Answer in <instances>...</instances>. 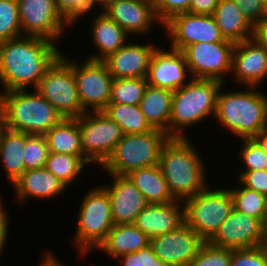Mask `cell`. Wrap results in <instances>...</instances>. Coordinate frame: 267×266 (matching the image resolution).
Segmentation results:
<instances>
[{"label":"cell","instance_id":"6da1fadb","mask_svg":"<svg viewBox=\"0 0 267 266\" xmlns=\"http://www.w3.org/2000/svg\"><path fill=\"white\" fill-rule=\"evenodd\" d=\"M60 46L35 36L0 42V92L35 89L61 55Z\"/></svg>","mask_w":267,"mask_h":266},{"label":"cell","instance_id":"7a4b0ae2","mask_svg":"<svg viewBox=\"0 0 267 266\" xmlns=\"http://www.w3.org/2000/svg\"><path fill=\"white\" fill-rule=\"evenodd\" d=\"M226 86L223 84L218 92L214 123L220 124L223 133L229 132L230 140L234 136L235 142L254 138L267 128V90L264 86H231L238 89L227 91Z\"/></svg>","mask_w":267,"mask_h":266},{"label":"cell","instance_id":"3957f363","mask_svg":"<svg viewBox=\"0 0 267 266\" xmlns=\"http://www.w3.org/2000/svg\"><path fill=\"white\" fill-rule=\"evenodd\" d=\"M191 138H170L163 146L158 166L175 200L184 201L205 189L210 179V163ZM200 152H199V151ZM203 156V159H202ZM209 172V173H208Z\"/></svg>","mask_w":267,"mask_h":266},{"label":"cell","instance_id":"277c9868","mask_svg":"<svg viewBox=\"0 0 267 266\" xmlns=\"http://www.w3.org/2000/svg\"><path fill=\"white\" fill-rule=\"evenodd\" d=\"M223 83L212 79L192 78L173 92L169 121L170 138H190V129L214 119L217 96ZM212 118V119H211ZM186 134V135H185Z\"/></svg>","mask_w":267,"mask_h":266},{"label":"cell","instance_id":"5b68a950","mask_svg":"<svg viewBox=\"0 0 267 266\" xmlns=\"http://www.w3.org/2000/svg\"><path fill=\"white\" fill-rule=\"evenodd\" d=\"M62 119L35 89L0 92V124L5 128L44 135Z\"/></svg>","mask_w":267,"mask_h":266},{"label":"cell","instance_id":"8992f818","mask_svg":"<svg viewBox=\"0 0 267 266\" xmlns=\"http://www.w3.org/2000/svg\"><path fill=\"white\" fill-rule=\"evenodd\" d=\"M90 188V189H89ZM86 189L83 199L78 204L75 233L72 247L82 260L98 248L114 226L110 197L107 191L96 183ZM75 237V238H74Z\"/></svg>","mask_w":267,"mask_h":266},{"label":"cell","instance_id":"52a82bcc","mask_svg":"<svg viewBox=\"0 0 267 266\" xmlns=\"http://www.w3.org/2000/svg\"><path fill=\"white\" fill-rule=\"evenodd\" d=\"M210 184L196 195L183 201L185 223L205 242L218 232L221 224L233 210V198L228 186ZM225 186V187H223Z\"/></svg>","mask_w":267,"mask_h":266},{"label":"cell","instance_id":"ba28073f","mask_svg":"<svg viewBox=\"0 0 267 266\" xmlns=\"http://www.w3.org/2000/svg\"><path fill=\"white\" fill-rule=\"evenodd\" d=\"M169 139V135L159 129L124 134L100 169L103 174L128 175L133 170L157 165Z\"/></svg>","mask_w":267,"mask_h":266},{"label":"cell","instance_id":"9c48e42d","mask_svg":"<svg viewBox=\"0 0 267 266\" xmlns=\"http://www.w3.org/2000/svg\"><path fill=\"white\" fill-rule=\"evenodd\" d=\"M35 90L65 119H76L86 113L79 101L72 58L63 51L46 70Z\"/></svg>","mask_w":267,"mask_h":266},{"label":"cell","instance_id":"30bf717a","mask_svg":"<svg viewBox=\"0 0 267 266\" xmlns=\"http://www.w3.org/2000/svg\"><path fill=\"white\" fill-rule=\"evenodd\" d=\"M85 159L98 170L124 136L122 128L103 111L86 112L77 118Z\"/></svg>","mask_w":267,"mask_h":266},{"label":"cell","instance_id":"8fae6325","mask_svg":"<svg viewBox=\"0 0 267 266\" xmlns=\"http://www.w3.org/2000/svg\"><path fill=\"white\" fill-rule=\"evenodd\" d=\"M17 1L23 36L45 38L57 45L63 38L68 40L66 33L73 26L58 11L55 0Z\"/></svg>","mask_w":267,"mask_h":266},{"label":"cell","instance_id":"7c38bea8","mask_svg":"<svg viewBox=\"0 0 267 266\" xmlns=\"http://www.w3.org/2000/svg\"><path fill=\"white\" fill-rule=\"evenodd\" d=\"M83 56V61L72 57L79 101L86 112L103 111L109 104L113 77L104 61Z\"/></svg>","mask_w":267,"mask_h":266},{"label":"cell","instance_id":"4fadbf2b","mask_svg":"<svg viewBox=\"0 0 267 266\" xmlns=\"http://www.w3.org/2000/svg\"><path fill=\"white\" fill-rule=\"evenodd\" d=\"M233 42H198L186 46L184 54L192 78L212 79L226 84L232 71Z\"/></svg>","mask_w":267,"mask_h":266},{"label":"cell","instance_id":"5bb4252c","mask_svg":"<svg viewBox=\"0 0 267 266\" xmlns=\"http://www.w3.org/2000/svg\"><path fill=\"white\" fill-rule=\"evenodd\" d=\"M162 31L167 46L176 51L198 42H232L221 35L213 15L180 13L167 21Z\"/></svg>","mask_w":267,"mask_h":266},{"label":"cell","instance_id":"9a60e30c","mask_svg":"<svg viewBox=\"0 0 267 266\" xmlns=\"http://www.w3.org/2000/svg\"><path fill=\"white\" fill-rule=\"evenodd\" d=\"M205 241L186 223L150 239L154 254L167 266H189Z\"/></svg>","mask_w":267,"mask_h":266},{"label":"cell","instance_id":"2e32d148","mask_svg":"<svg viewBox=\"0 0 267 266\" xmlns=\"http://www.w3.org/2000/svg\"><path fill=\"white\" fill-rule=\"evenodd\" d=\"M102 11L131 38L145 39L155 31L156 24L163 29L162 23L156 16L154 3L149 0H115Z\"/></svg>","mask_w":267,"mask_h":266},{"label":"cell","instance_id":"e0dca14e","mask_svg":"<svg viewBox=\"0 0 267 266\" xmlns=\"http://www.w3.org/2000/svg\"><path fill=\"white\" fill-rule=\"evenodd\" d=\"M230 76L235 86L262 87L267 81V50L252 38L235 43Z\"/></svg>","mask_w":267,"mask_h":266},{"label":"cell","instance_id":"ac0fdd59","mask_svg":"<svg viewBox=\"0 0 267 266\" xmlns=\"http://www.w3.org/2000/svg\"><path fill=\"white\" fill-rule=\"evenodd\" d=\"M263 239L264 223L233 208L209 243L221 248L241 249L262 246Z\"/></svg>","mask_w":267,"mask_h":266},{"label":"cell","instance_id":"d6986e66","mask_svg":"<svg viewBox=\"0 0 267 266\" xmlns=\"http://www.w3.org/2000/svg\"><path fill=\"white\" fill-rule=\"evenodd\" d=\"M164 43L153 53L146 78L150 86L174 92L186 85L192 77L184 54L165 47Z\"/></svg>","mask_w":267,"mask_h":266},{"label":"cell","instance_id":"ffe728a7","mask_svg":"<svg viewBox=\"0 0 267 266\" xmlns=\"http://www.w3.org/2000/svg\"><path fill=\"white\" fill-rule=\"evenodd\" d=\"M138 40L132 38L131 41L130 39L124 46L103 60L113 79L147 77L152 55L160 45L158 42L157 45L145 42L146 38L143 42L141 38Z\"/></svg>","mask_w":267,"mask_h":266},{"label":"cell","instance_id":"44dd1931","mask_svg":"<svg viewBox=\"0 0 267 266\" xmlns=\"http://www.w3.org/2000/svg\"><path fill=\"white\" fill-rule=\"evenodd\" d=\"M106 183H99L110 197L114 225L134 224L137 215L148 205L142 193L127 175L107 174Z\"/></svg>","mask_w":267,"mask_h":266},{"label":"cell","instance_id":"7402d4cb","mask_svg":"<svg viewBox=\"0 0 267 266\" xmlns=\"http://www.w3.org/2000/svg\"><path fill=\"white\" fill-rule=\"evenodd\" d=\"M14 200L19 203V208L27 207L29 200L36 201H56L59 196L67 193L68 188L62 184L50 171L45 167L25 171L17 181L12 185ZM65 191V192H64Z\"/></svg>","mask_w":267,"mask_h":266},{"label":"cell","instance_id":"603a6c76","mask_svg":"<svg viewBox=\"0 0 267 266\" xmlns=\"http://www.w3.org/2000/svg\"><path fill=\"white\" fill-rule=\"evenodd\" d=\"M92 13L88 35L92 38L89 39L92 47H95V53L84 55L87 59L103 61L132 38L103 11L95 10Z\"/></svg>","mask_w":267,"mask_h":266},{"label":"cell","instance_id":"cb8c5ba5","mask_svg":"<svg viewBox=\"0 0 267 266\" xmlns=\"http://www.w3.org/2000/svg\"><path fill=\"white\" fill-rule=\"evenodd\" d=\"M184 220V203L148 204L138 215L134 225L150 239L178 229Z\"/></svg>","mask_w":267,"mask_h":266},{"label":"cell","instance_id":"d4e9b609","mask_svg":"<svg viewBox=\"0 0 267 266\" xmlns=\"http://www.w3.org/2000/svg\"><path fill=\"white\" fill-rule=\"evenodd\" d=\"M150 238L134 224L114 225L96 251L104 252L113 262L120 256L149 246Z\"/></svg>","mask_w":267,"mask_h":266},{"label":"cell","instance_id":"484cf974","mask_svg":"<svg viewBox=\"0 0 267 266\" xmlns=\"http://www.w3.org/2000/svg\"><path fill=\"white\" fill-rule=\"evenodd\" d=\"M24 147L25 133L10 130L0 124V166L11 186L26 171Z\"/></svg>","mask_w":267,"mask_h":266},{"label":"cell","instance_id":"4316f807","mask_svg":"<svg viewBox=\"0 0 267 266\" xmlns=\"http://www.w3.org/2000/svg\"><path fill=\"white\" fill-rule=\"evenodd\" d=\"M213 17L226 40L239 43L252 38L253 25L234 0H219Z\"/></svg>","mask_w":267,"mask_h":266},{"label":"cell","instance_id":"83f0119b","mask_svg":"<svg viewBox=\"0 0 267 266\" xmlns=\"http://www.w3.org/2000/svg\"><path fill=\"white\" fill-rule=\"evenodd\" d=\"M173 91L149 84L140 101V108L146 121L153 129H159L169 135V121L172 111Z\"/></svg>","mask_w":267,"mask_h":266},{"label":"cell","instance_id":"f1b7e54d","mask_svg":"<svg viewBox=\"0 0 267 266\" xmlns=\"http://www.w3.org/2000/svg\"><path fill=\"white\" fill-rule=\"evenodd\" d=\"M127 177L142 193L148 204H164L175 201L168 190L158 164L133 170Z\"/></svg>","mask_w":267,"mask_h":266},{"label":"cell","instance_id":"f546056e","mask_svg":"<svg viewBox=\"0 0 267 266\" xmlns=\"http://www.w3.org/2000/svg\"><path fill=\"white\" fill-rule=\"evenodd\" d=\"M49 152L85 156L76 119L63 118L45 134Z\"/></svg>","mask_w":267,"mask_h":266},{"label":"cell","instance_id":"4dcf8cb0","mask_svg":"<svg viewBox=\"0 0 267 266\" xmlns=\"http://www.w3.org/2000/svg\"><path fill=\"white\" fill-rule=\"evenodd\" d=\"M85 166L92 167L85 156L49 152L45 168L69 188L77 182L79 184L78 180H83Z\"/></svg>","mask_w":267,"mask_h":266},{"label":"cell","instance_id":"1f68e13d","mask_svg":"<svg viewBox=\"0 0 267 266\" xmlns=\"http://www.w3.org/2000/svg\"><path fill=\"white\" fill-rule=\"evenodd\" d=\"M103 112L122 128L124 134H141L153 130L139 105L109 103Z\"/></svg>","mask_w":267,"mask_h":266},{"label":"cell","instance_id":"d6a6232c","mask_svg":"<svg viewBox=\"0 0 267 266\" xmlns=\"http://www.w3.org/2000/svg\"><path fill=\"white\" fill-rule=\"evenodd\" d=\"M234 183V186L226 184L233 198L234 209L265 223L267 196L244 187L237 179Z\"/></svg>","mask_w":267,"mask_h":266},{"label":"cell","instance_id":"836d02e7","mask_svg":"<svg viewBox=\"0 0 267 266\" xmlns=\"http://www.w3.org/2000/svg\"><path fill=\"white\" fill-rule=\"evenodd\" d=\"M147 85L146 77L113 79L109 103L139 105Z\"/></svg>","mask_w":267,"mask_h":266},{"label":"cell","instance_id":"e575fe53","mask_svg":"<svg viewBox=\"0 0 267 266\" xmlns=\"http://www.w3.org/2000/svg\"><path fill=\"white\" fill-rule=\"evenodd\" d=\"M240 147L236 152L238 164L242 166L240 171L266 170L267 169V154L261 146L253 139H239Z\"/></svg>","mask_w":267,"mask_h":266},{"label":"cell","instance_id":"d590c367","mask_svg":"<svg viewBox=\"0 0 267 266\" xmlns=\"http://www.w3.org/2000/svg\"><path fill=\"white\" fill-rule=\"evenodd\" d=\"M49 155L48 143L45 135L26 134L24 147L25 169H39L46 166Z\"/></svg>","mask_w":267,"mask_h":266},{"label":"cell","instance_id":"8d00e7d4","mask_svg":"<svg viewBox=\"0 0 267 266\" xmlns=\"http://www.w3.org/2000/svg\"><path fill=\"white\" fill-rule=\"evenodd\" d=\"M23 36L18 1L0 0V42Z\"/></svg>","mask_w":267,"mask_h":266},{"label":"cell","instance_id":"74e56055","mask_svg":"<svg viewBox=\"0 0 267 266\" xmlns=\"http://www.w3.org/2000/svg\"><path fill=\"white\" fill-rule=\"evenodd\" d=\"M231 251L205 242L189 266H230Z\"/></svg>","mask_w":267,"mask_h":266},{"label":"cell","instance_id":"f35d334b","mask_svg":"<svg viewBox=\"0 0 267 266\" xmlns=\"http://www.w3.org/2000/svg\"><path fill=\"white\" fill-rule=\"evenodd\" d=\"M55 4L58 11L73 27L78 26L80 20H85V17L92 15L93 12L90 0H55Z\"/></svg>","mask_w":267,"mask_h":266},{"label":"cell","instance_id":"ab89813d","mask_svg":"<svg viewBox=\"0 0 267 266\" xmlns=\"http://www.w3.org/2000/svg\"><path fill=\"white\" fill-rule=\"evenodd\" d=\"M230 266H267V252L262 246L232 249Z\"/></svg>","mask_w":267,"mask_h":266},{"label":"cell","instance_id":"60d3db41","mask_svg":"<svg viewBox=\"0 0 267 266\" xmlns=\"http://www.w3.org/2000/svg\"><path fill=\"white\" fill-rule=\"evenodd\" d=\"M115 262H117L118 266H167L154 254L150 246L134 253L120 256Z\"/></svg>","mask_w":267,"mask_h":266},{"label":"cell","instance_id":"b9f144b4","mask_svg":"<svg viewBox=\"0 0 267 266\" xmlns=\"http://www.w3.org/2000/svg\"><path fill=\"white\" fill-rule=\"evenodd\" d=\"M192 0H156L154 9L158 20L164 25L174 15L189 12Z\"/></svg>","mask_w":267,"mask_h":266},{"label":"cell","instance_id":"7bdbcfd3","mask_svg":"<svg viewBox=\"0 0 267 266\" xmlns=\"http://www.w3.org/2000/svg\"><path fill=\"white\" fill-rule=\"evenodd\" d=\"M235 170V178L238 177V181L244 187L255 190L257 193L267 196V169L257 171H239V169Z\"/></svg>","mask_w":267,"mask_h":266},{"label":"cell","instance_id":"ee69618b","mask_svg":"<svg viewBox=\"0 0 267 266\" xmlns=\"http://www.w3.org/2000/svg\"><path fill=\"white\" fill-rule=\"evenodd\" d=\"M244 16L252 25L264 18L266 14L263 0H234Z\"/></svg>","mask_w":267,"mask_h":266},{"label":"cell","instance_id":"f6af8a7d","mask_svg":"<svg viewBox=\"0 0 267 266\" xmlns=\"http://www.w3.org/2000/svg\"><path fill=\"white\" fill-rule=\"evenodd\" d=\"M219 0H192L189 13L201 15H213Z\"/></svg>","mask_w":267,"mask_h":266},{"label":"cell","instance_id":"bcb514c9","mask_svg":"<svg viewBox=\"0 0 267 266\" xmlns=\"http://www.w3.org/2000/svg\"><path fill=\"white\" fill-rule=\"evenodd\" d=\"M252 39L267 50V15L253 25Z\"/></svg>","mask_w":267,"mask_h":266},{"label":"cell","instance_id":"7dc6e473","mask_svg":"<svg viewBox=\"0 0 267 266\" xmlns=\"http://www.w3.org/2000/svg\"><path fill=\"white\" fill-rule=\"evenodd\" d=\"M40 257L37 266H67L66 264H63L64 262H62L58 256H55V253L54 251L52 252V249H45L44 253L42 252Z\"/></svg>","mask_w":267,"mask_h":266},{"label":"cell","instance_id":"c3c4849f","mask_svg":"<svg viewBox=\"0 0 267 266\" xmlns=\"http://www.w3.org/2000/svg\"><path fill=\"white\" fill-rule=\"evenodd\" d=\"M10 219H0V259L3 255V250L6 247L7 241H9L7 238L9 236V229H10Z\"/></svg>","mask_w":267,"mask_h":266},{"label":"cell","instance_id":"681fc988","mask_svg":"<svg viewBox=\"0 0 267 266\" xmlns=\"http://www.w3.org/2000/svg\"><path fill=\"white\" fill-rule=\"evenodd\" d=\"M267 154V128L262 129L254 138H253Z\"/></svg>","mask_w":267,"mask_h":266},{"label":"cell","instance_id":"f907efd6","mask_svg":"<svg viewBox=\"0 0 267 266\" xmlns=\"http://www.w3.org/2000/svg\"><path fill=\"white\" fill-rule=\"evenodd\" d=\"M115 0H90L92 9L96 11H102L104 8H106L110 3H112Z\"/></svg>","mask_w":267,"mask_h":266},{"label":"cell","instance_id":"816d5d0a","mask_svg":"<svg viewBox=\"0 0 267 266\" xmlns=\"http://www.w3.org/2000/svg\"><path fill=\"white\" fill-rule=\"evenodd\" d=\"M1 194V193H0ZM2 196L0 195V219H11L12 217H10L11 213L7 211L4 207L5 203L3 204V199L1 198Z\"/></svg>","mask_w":267,"mask_h":266},{"label":"cell","instance_id":"f5cc1de1","mask_svg":"<svg viewBox=\"0 0 267 266\" xmlns=\"http://www.w3.org/2000/svg\"><path fill=\"white\" fill-rule=\"evenodd\" d=\"M262 247L267 252V222L264 223V239H263Z\"/></svg>","mask_w":267,"mask_h":266},{"label":"cell","instance_id":"db71d44e","mask_svg":"<svg viewBox=\"0 0 267 266\" xmlns=\"http://www.w3.org/2000/svg\"><path fill=\"white\" fill-rule=\"evenodd\" d=\"M264 2V6H265V10H266V14H267V0H263Z\"/></svg>","mask_w":267,"mask_h":266},{"label":"cell","instance_id":"11a10c76","mask_svg":"<svg viewBox=\"0 0 267 266\" xmlns=\"http://www.w3.org/2000/svg\"><path fill=\"white\" fill-rule=\"evenodd\" d=\"M265 222H267V205H266Z\"/></svg>","mask_w":267,"mask_h":266}]
</instances>
